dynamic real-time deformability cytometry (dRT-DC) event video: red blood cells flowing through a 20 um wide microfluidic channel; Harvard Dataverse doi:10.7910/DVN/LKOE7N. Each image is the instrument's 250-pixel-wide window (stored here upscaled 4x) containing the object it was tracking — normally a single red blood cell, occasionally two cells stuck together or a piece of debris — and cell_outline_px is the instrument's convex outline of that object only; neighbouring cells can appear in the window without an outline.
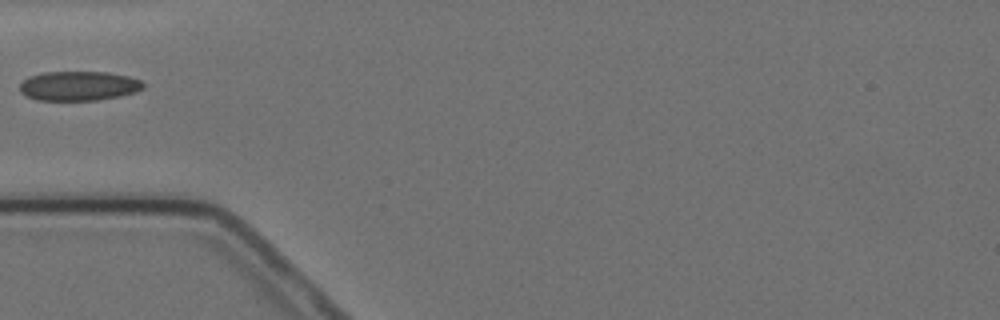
{"species": "Egyptian fruit bat (a non-hibernating species)", "species_latin": "Rousettus aegyptiacus", "temperature_condition": "cold", "stored_images_in_passage": 1, "camera_frame_rate_fps": 3000, "um_per_image_px": 0.085, "animal": {"sex": "female"}, "frame": {"image": 1, "passage_image": 1, "time_ms": 0.0, "image_size_px": [1000, 320], "cell_outline_px": [[144, 88], [136, 92], [120, 96], [96, 100], [36, 100], [20, 92], [20, 84], [28, 76], [44, 72], [108, 72], [128, 76], [140, 80], [144, 84]], "centroid_in_image_um": [6.7, 7.3], "position_along_channel_um": 78.3, "area_um2": 21.21}}